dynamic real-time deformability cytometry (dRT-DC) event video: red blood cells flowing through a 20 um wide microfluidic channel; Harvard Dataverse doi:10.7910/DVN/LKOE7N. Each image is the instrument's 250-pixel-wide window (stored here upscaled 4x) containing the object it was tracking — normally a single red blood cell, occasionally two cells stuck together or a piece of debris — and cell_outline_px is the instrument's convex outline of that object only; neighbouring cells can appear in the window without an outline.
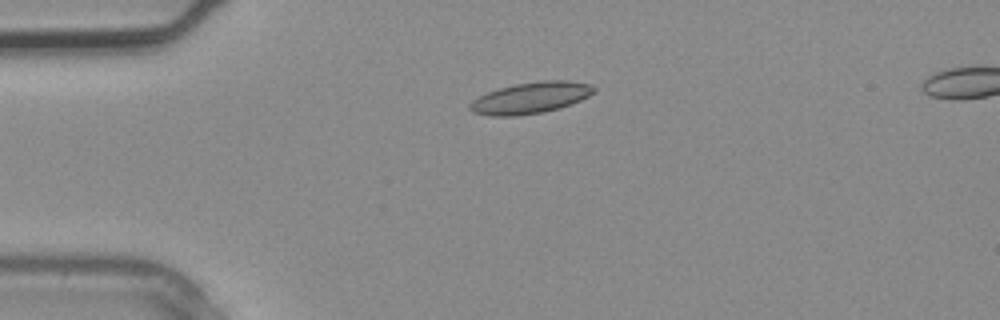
{"species": "common noctule bat (a hibernating species)", "species_latin": "Nyctalus noctula", "temperature_condition": "warm", "stored_images_in_passage": 4, "camera_frame_rate_fps": 3000, "um_per_image_px": 0.085, "animal": {"sex": "male", "body_mass_g": 20.4}, "frame": {"image": 1, "passage_image": 3, "time_ms": 0.667, "image_size_px": [1000, 320], "cell_outline_px": [[596, 92], [580, 100], [560, 108], [544, 112], [516, 116], [488, 116], [472, 112], [468, 108], [468, 104], [472, 100], [488, 92], [500, 88], [516, 84], [544, 80], [564, 80], [592, 84], [596, 88]], "centroid_in_image_um": [45.1, 8.32], "position_along_channel_um": 39.9, "area_um2": 22.72}}